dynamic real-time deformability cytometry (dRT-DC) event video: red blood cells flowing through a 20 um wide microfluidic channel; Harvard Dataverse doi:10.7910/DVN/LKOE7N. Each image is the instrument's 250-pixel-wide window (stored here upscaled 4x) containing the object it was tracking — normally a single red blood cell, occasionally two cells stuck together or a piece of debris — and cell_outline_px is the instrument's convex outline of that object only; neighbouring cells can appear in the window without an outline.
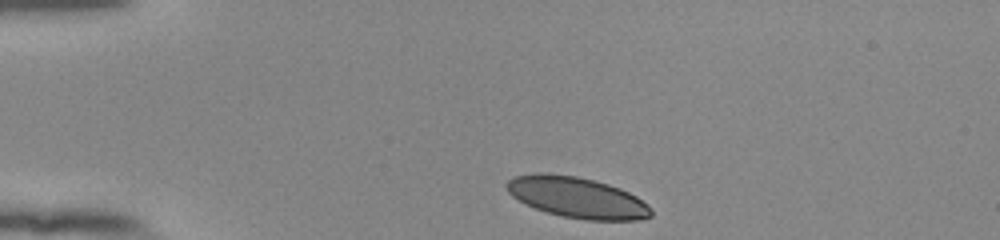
{"species": "human", "species_latin": "Homo sapiens", "temperature_condition": "room temperature", "stored_images_in_passage": 36, "camera_frame_rate_fps": 3000, "um_per_image_px": 0.085, "donor": {"sex": "female"}, "frame": {"image": 1, "passage_image": 1, "time_ms": 0.0, "image_size_px": [1000, 240], "cell_outline_px": [[652, 216], [640, 220], [588, 220], [564, 216], [548, 212], [524, 204], [512, 196], [508, 192], [504, 184], [512, 176], [536, 172], [548, 172], [576, 176], [608, 184], [620, 188], [636, 196], [648, 204], [652, 208]], "centroid_in_image_um": [49.03, 16.77], "position_along_channel_um": 36.0, "area_um2": 34.62}}
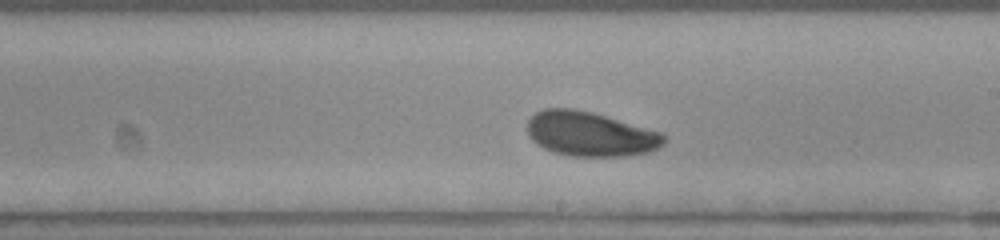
{"frame": {"image": 2, "passage_image": 21, "time_ms": 6.667, "image_size_px": [1000, 240], "cell_outline_px": [[664, 144], [648, 152], [624, 156], [572, 156], [552, 152], [536, 144], [528, 136], [528, 120], [536, 112], [544, 108], [572, 108], [592, 112], [660, 132], [664, 136]], "centroid_in_image_um": [50.12, 11.39], "position_along_channel_um": 238.9, "area_um2": 35.26}}
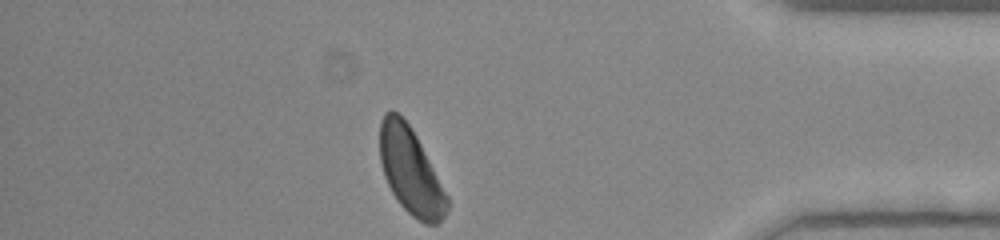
{"frame": {"image": 3, "passage_image": 36, "time_ms": 11.667, "image_size_px": [1000, 240], "cell_outline_px": [[448, 208], [444, 216], [436, 224], [424, 224], [412, 216], [400, 204], [392, 192], [384, 176], [380, 160], [380, 120], [384, 112], [396, 112], [408, 124], [416, 136], [448, 196]], "centroid_in_image_um": [34.89, 14.56], "position_along_channel_um": 400.3, "area_um2": 33.29}, "authors_computed_cell_mechanics": {"area_um2": 35.2869, "velocity_mm_per_s": 3.8471, "shape_relaxation_time_tau1_ms": 2.8527, "shape_relaxation_time_tau2_ms": 2.7437, "deformation_change_tau1": 0.1026, "deformation_change_tau2": 0.0767}}